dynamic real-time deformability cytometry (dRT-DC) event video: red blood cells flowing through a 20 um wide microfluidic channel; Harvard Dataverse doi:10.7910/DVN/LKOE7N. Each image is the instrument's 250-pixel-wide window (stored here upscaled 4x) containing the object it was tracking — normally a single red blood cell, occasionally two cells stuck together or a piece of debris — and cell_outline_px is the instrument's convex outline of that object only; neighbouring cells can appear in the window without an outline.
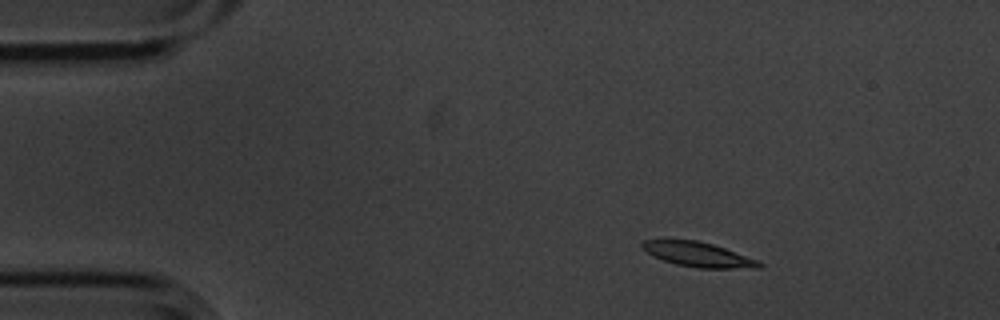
{"species": "common noctule bat (a hibernating species)", "species_latin": "Nyctalus noctula", "temperature_condition": "cold", "stored_images_in_passage": 3, "camera_frame_rate_fps": 3000, "um_per_image_px": 0.085, "animal": {"sex": "male", "body_mass_g": 20.1, "forearm_length_mm": 53.5}, "frame": {"image": 1, "passage_image": 1, "time_ms": 0.0, "image_size_px": [1000, 320], "cell_outline_px": [[764, 264], [760, 268], [700, 268], [676, 264], [664, 260], [648, 252], [640, 244], [644, 240], [696, 240], [712, 244], [760, 260]], "centroid_in_image_um": [59.43, 21.64], "position_along_channel_um": 25.6, "area_um2": 16.53}}